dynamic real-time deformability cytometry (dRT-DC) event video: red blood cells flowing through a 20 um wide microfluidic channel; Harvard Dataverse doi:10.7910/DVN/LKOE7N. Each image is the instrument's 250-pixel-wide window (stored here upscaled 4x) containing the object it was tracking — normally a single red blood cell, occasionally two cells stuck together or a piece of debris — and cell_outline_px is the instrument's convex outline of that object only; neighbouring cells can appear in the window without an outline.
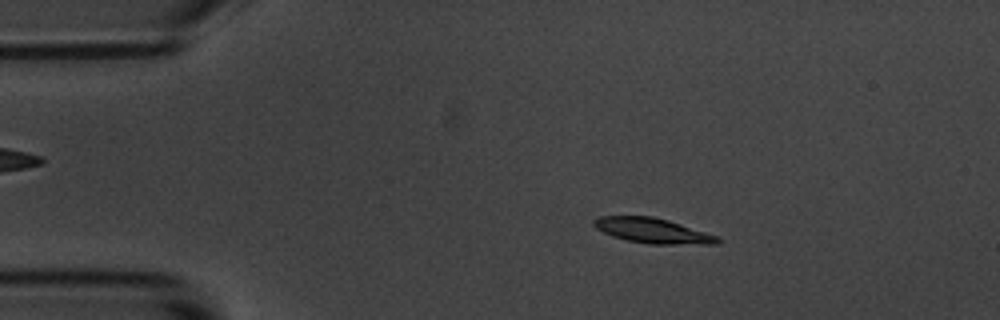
{"species": "common noctule bat (a hibernating species)", "species_latin": "Nyctalus noctula", "temperature_condition": "room temperature", "stored_images_in_passage": 5, "camera_frame_rate_fps": 3000, "um_per_image_px": 0.085, "animal": {"sex": "male", "body_mass_g": 20.1, "forearm_length_mm": 53.5}, "frame": {"image": 1, "passage_image": 2, "time_ms": 1.0, "image_size_px": [1000, 320], "cell_outline_px": [[724, 240], [720, 244], [648, 244], [628, 240], [612, 236], [596, 228], [592, 224], [592, 220], [600, 216], [652, 216], [668, 220], [720, 236]], "centroid_in_image_um": [55.54, 19.61], "position_along_channel_um": 29.5, "area_um2": 18.26}}
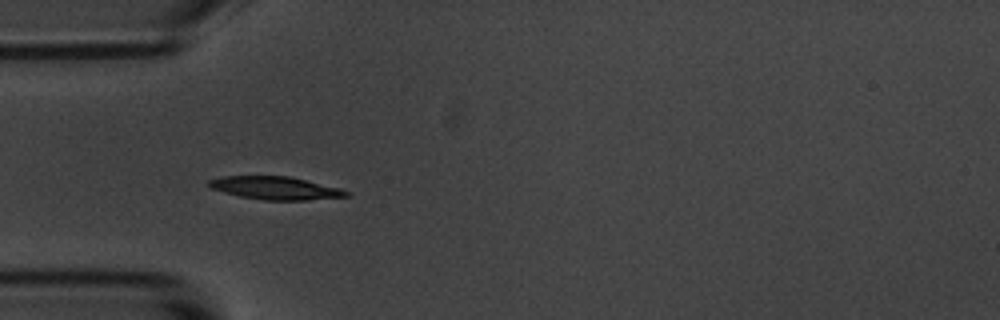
{"frame": {"image": 2, "passage_image": 4, "time_ms": 3.333, "image_size_px": [1000, 320], "cell_outline_px": [[348, 196], [304, 200], [264, 200], [240, 196], [224, 192], [212, 188], [208, 184], [208, 180], [224, 176], [288, 176], [340, 188], [348, 192]], "centroid_in_image_um": [23.39, 15.98], "position_along_channel_um": 61.6, "area_um2": 18.03}}